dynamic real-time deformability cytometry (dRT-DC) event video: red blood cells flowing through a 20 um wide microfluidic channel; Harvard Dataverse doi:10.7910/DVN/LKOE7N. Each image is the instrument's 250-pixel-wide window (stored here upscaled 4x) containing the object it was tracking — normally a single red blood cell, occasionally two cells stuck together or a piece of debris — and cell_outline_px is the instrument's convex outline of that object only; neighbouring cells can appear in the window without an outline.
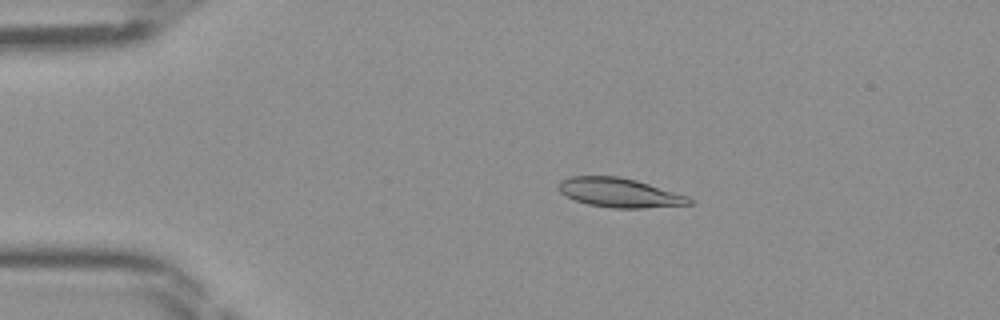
{"species": "Egyptian fruit bat (a non-hibernating species)", "species_latin": "Rousettus aegyptiacus", "temperature_condition": "room temperature", "stored_images_in_passage": 46, "camera_frame_rate_fps": 3000, "um_per_image_px": 0.085, "frame": {"image": 1, "passage_image": 9, "time_ms": 2.667, "image_size_px": [1000, 320], "cell_outline_px": [[692, 204], [644, 208], [612, 208], [588, 204], [576, 200], [560, 192], [556, 188], [556, 184], [560, 180], [572, 176], [620, 176], [636, 180], [688, 196], [692, 200]], "centroid_in_image_um": [52.62, 16.37], "position_along_channel_um": 32.4, "area_um2": 22.25}}
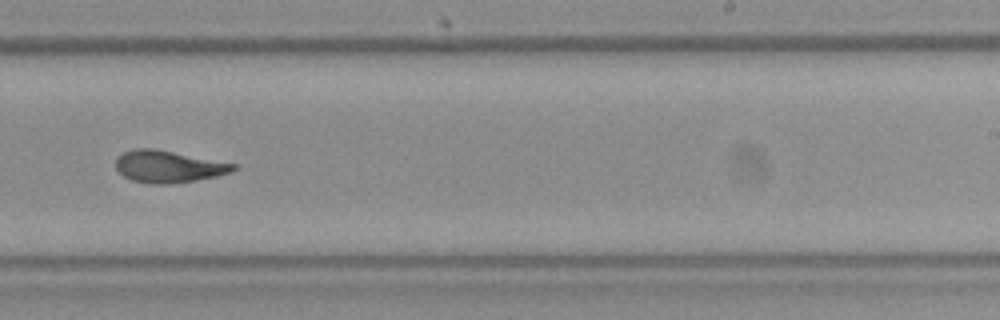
{"frame": {"image": 2, "passage_image": 29, "time_ms": 9.333, "image_size_px": [1000, 320], "cell_outline_px": [[240, 168], [232, 172], [216, 176], [196, 180], [168, 184], [152, 184], [132, 180], [124, 176], [116, 168], [116, 156], [132, 148], [152, 148], [236, 164]], "centroid_in_image_um": [14.31, 14.16], "position_along_channel_um": 274.7, "area_um2": 21.85}}
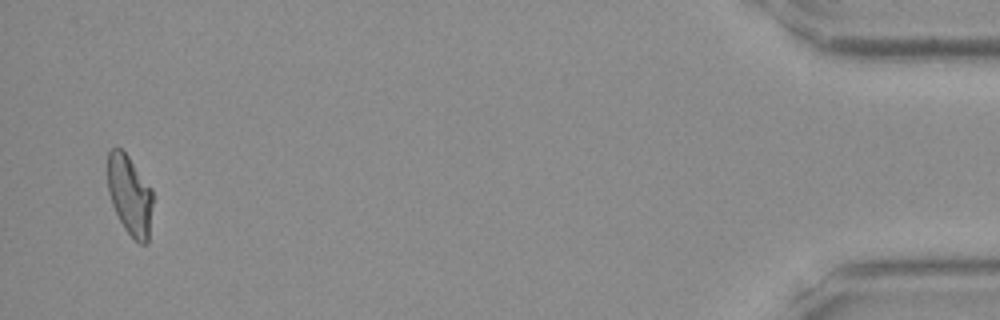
{"frame": {"image": 3, "passage_image": 45, "time_ms": 14.667, "image_size_px": [1000, 320], "cell_outline_px": [[152, 204], [148, 244], [140, 244], [124, 228], [112, 204], [108, 192], [108, 152], [116, 144], [128, 156], [152, 188]], "centroid_in_image_um": [11.03, 16.57], "position_along_channel_um": 424.2, "area_um2": 20.92}}